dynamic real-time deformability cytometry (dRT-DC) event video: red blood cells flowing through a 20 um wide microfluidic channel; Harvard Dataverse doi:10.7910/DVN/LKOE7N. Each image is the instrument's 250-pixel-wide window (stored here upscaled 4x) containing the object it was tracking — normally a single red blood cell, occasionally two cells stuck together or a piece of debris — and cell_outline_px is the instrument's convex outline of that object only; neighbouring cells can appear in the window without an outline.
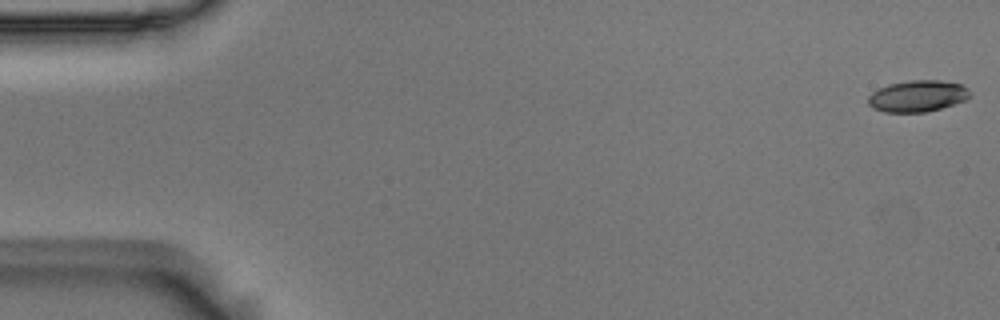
{"species": "Egyptian fruit bat (a non-hibernating species)", "species_latin": "Rousettus aegyptiacus", "temperature_condition": "room temperature", "stored_images_in_passage": 56, "camera_frame_rate_fps": 3000, "um_per_image_px": 0.085, "animal": {"sex": "male"}, "frame": {"image": 1, "passage_image": 1, "time_ms": 0.0, "image_size_px": [1000, 320], "cell_outline_px": [[972, 96], [964, 100], [940, 108], [924, 112], [884, 112], [872, 108], [868, 104], [868, 96], [872, 92], [888, 84], [908, 80], [940, 80], [960, 84], [968, 88]], "centroid_in_image_um": [77.97, 8.16], "position_along_channel_um": 7.0, "area_um2": 18.67}}
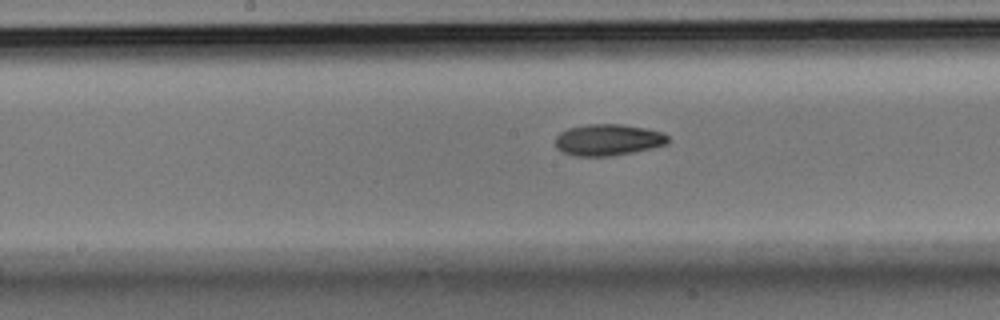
{"frame": {"image": 2, "passage_image": 28, "time_ms": 9.0, "image_size_px": [1000, 320], "cell_outline_px": [[668, 144], [632, 152], [612, 156], [576, 156], [564, 152], [556, 148], [556, 136], [560, 132], [568, 128], [588, 124], [624, 124], [648, 128], [664, 132], [668, 136]], "centroid_in_image_um": [51.71, 11.87], "position_along_channel_um": 196.5, "area_um2": 20.75}}
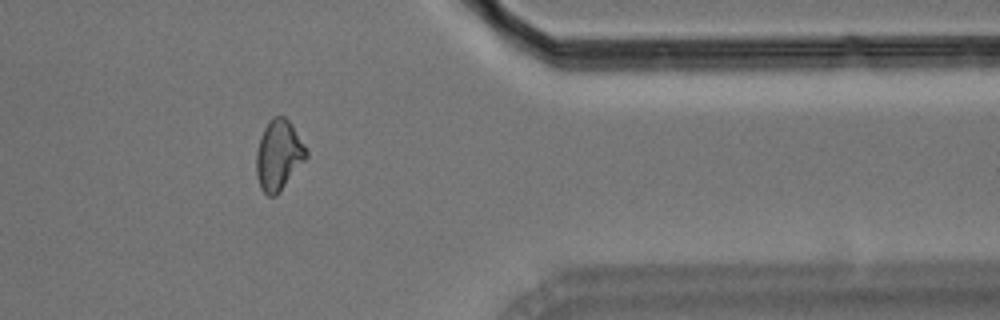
{"frame": {"image": 3, "passage_image": 45, "time_ms": 14.667, "image_size_px": [1000, 320], "cell_outline_px": [[308, 156], [280, 192], [276, 196], [268, 196], [260, 188], [256, 176], [256, 152], [260, 136], [268, 120], [272, 116], [284, 116], [292, 124], [304, 144], [308, 152]], "centroid_in_image_um": [23.67, 13.18], "position_along_channel_um": 387.7, "area_um2": 20.63}, "authors_computed_cell_mechanics": {"area_um2": 20.0566, "velocity_mm_per_s": 3.6731, "shape_relaxation_time_tau1_ms": 3.775, "shape_relaxation_time_tau2_ms": 8.5952, "deformation_change_tau1": 0.1483, "deformation_change_tau2": 0.153}}